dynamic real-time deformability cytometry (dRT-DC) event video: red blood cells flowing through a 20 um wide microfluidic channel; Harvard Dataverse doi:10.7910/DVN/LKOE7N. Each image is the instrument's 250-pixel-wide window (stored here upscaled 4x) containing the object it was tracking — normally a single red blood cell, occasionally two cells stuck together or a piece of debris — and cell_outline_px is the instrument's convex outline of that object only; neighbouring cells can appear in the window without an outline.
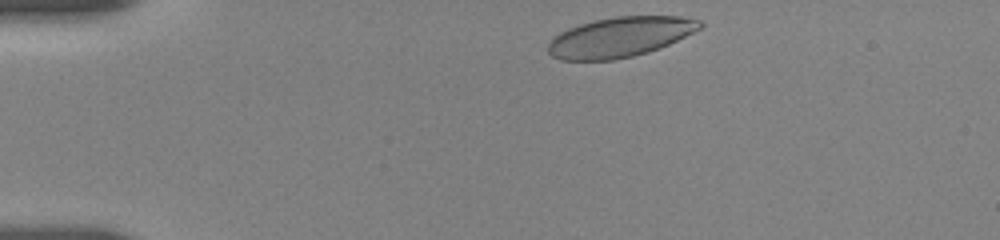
{"species": "human", "species_latin": "Homo sapiens", "temperature_condition": "room temperature", "stored_images_in_passage": 36, "camera_frame_rate_fps": 3000, "um_per_image_px": 0.085, "donor": {"sex": "female"}, "frame": {"image": 1, "passage_image": 1, "time_ms": 0.0, "image_size_px": [1000, 240], "cell_outline_px": [[704, 24], [700, 28], [668, 44], [648, 52], [632, 56], [612, 60], [560, 60], [552, 56], [548, 52], [548, 44], [560, 32], [568, 28], [580, 24], [596, 20], [616, 16], [680, 16], [700, 20]], "centroid_in_image_um": [52.68, 3.15], "position_along_channel_um": 32.3, "area_um2": 35.03}}
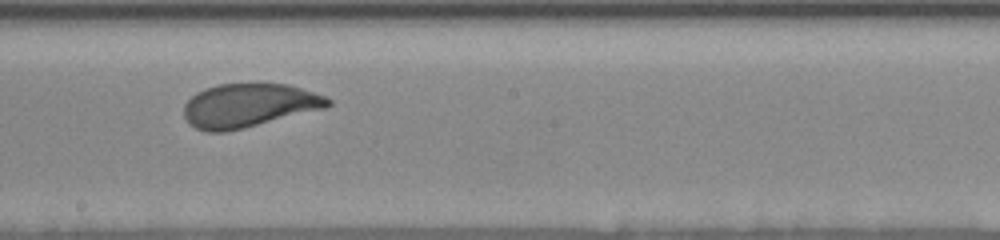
{"frame": {"image": 2, "passage_image": 20, "time_ms": 7.0, "image_size_px": [1000, 240], "cell_outline_px": [[332, 104], [324, 108], [228, 132], [208, 132], [196, 128], [188, 124], [184, 116], [184, 104], [196, 92], [204, 88], [220, 84], [288, 84], [324, 96], [332, 100]], "centroid_in_image_um": [21.1, 8.97], "position_along_channel_um": 227.1, "area_um2": 36.47}}
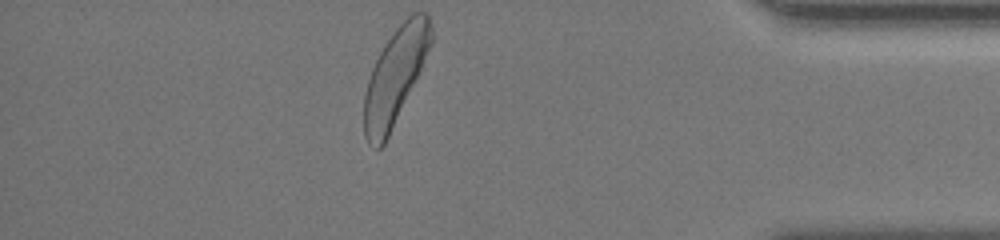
{"frame": {"image": 3, "passage_image": 36, "time_ms": 12.667, "image_size_px": [1000, 240], "cell_outline_px": [[432, 44], [388, 136], [384, 144], [380, 148], [376, 148], [368, 144], [364, 136], [364, 96], [368, 80], [372, 68], [384, 44], [396, 28], [412, 12], [428, 12], [432, 28]], "centroid_in_image_um": [33.58, 6.44], "position_along_channel_um": 401.6, "area_um2": 36.7}, "authors_computed_cell_mechanics": {"area_um2": 36.9053, "velocity_mm_per_s": 3.6303, "shape_relaxation_time_tau1_ms": 2.8931, "shape_relaxation_time_tau2_ms": null, "deformation_change_tau1": 0.1397, "deformation_change_tau2": null}}